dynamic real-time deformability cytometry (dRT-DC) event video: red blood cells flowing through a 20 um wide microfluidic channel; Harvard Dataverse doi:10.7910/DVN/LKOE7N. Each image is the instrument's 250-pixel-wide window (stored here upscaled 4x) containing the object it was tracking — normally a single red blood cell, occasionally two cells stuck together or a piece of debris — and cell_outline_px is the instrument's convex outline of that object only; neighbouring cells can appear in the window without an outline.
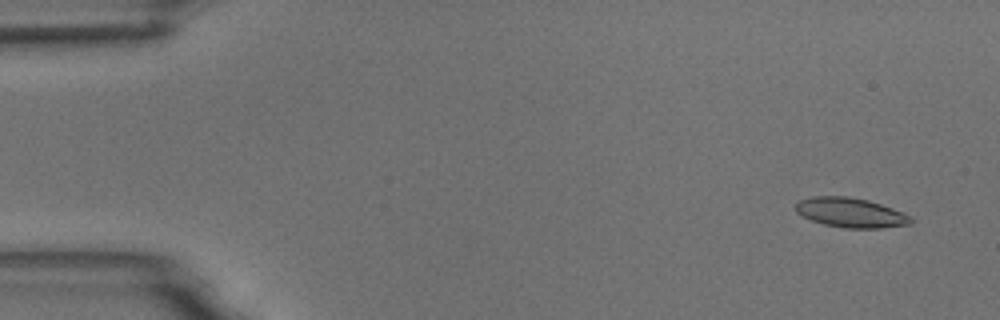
{"species": "common noctule bat (a hibernating species)", "species_latin": "Nyctalus noctula", "temperature_condition": "room temperature", "stored_images_in_passage": 6, "camera_frame_rate_fps": 3000, "um_per_image_px": 0.085, "animal": {"sex": "male", "body_mass_g": 18.8}, "frame": {"image": 1, "passage_image": 1, "time_ms": 0.0, "image_size_px": [1000, 320], "cell_outline_px": [[912, 224], [880, 228], [844, 228], [824, 224], [800, 216], [796, 212], [796, 204], [800, 200], [812, 196], [848, 196], [868, 200], [892, 208], [912, 216]], "centroid_in_image_um": [72.31, 18.07], "position_along_channel_um": 12.7, "area_um2": 19.94}}